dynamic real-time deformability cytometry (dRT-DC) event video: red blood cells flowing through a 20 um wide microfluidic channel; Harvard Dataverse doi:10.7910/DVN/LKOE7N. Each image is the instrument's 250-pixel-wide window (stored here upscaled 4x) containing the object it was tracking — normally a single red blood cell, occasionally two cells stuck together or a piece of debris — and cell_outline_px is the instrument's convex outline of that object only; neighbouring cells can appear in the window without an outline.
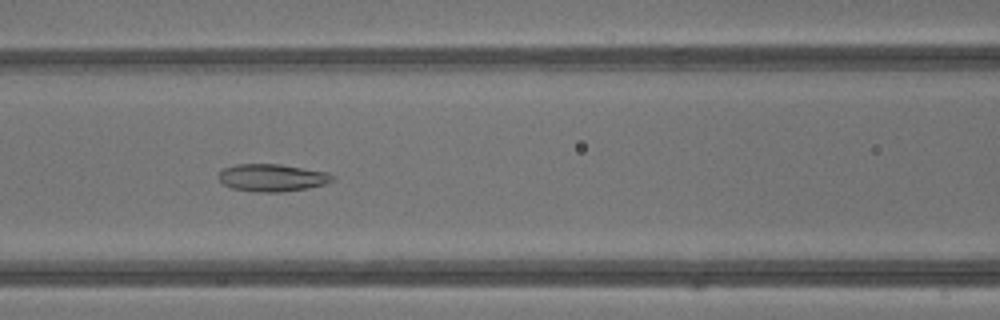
{"species": "common noctule bat (a hibernating species)", "species_latin": "Nyctalus noctula", "temperature_condition": "warm", "stored_images_in_passage": 42, "camera_frame_rate_fps": 3000, "um_per_image_px": 0.085, "animal": {"sex": "male", "body_mass_g": 13.3}, "frame": {"image": 1, "passage_image": 19, "time_ms": 6.0, "image_size_px": [1000, 320], "cell_outline_px": [[336, 176], [332, 180], [324, 184], [308, 188], [280, 192], [256, 192], [232, 188], [224, 184], [216, 176], [224, 168], [236, 164], [280, 164], [328, 172]], "centroid_in_image_um": [23.13, 15.1], "position_along_channel_um": 143.5, "area_um2": 18.21}}
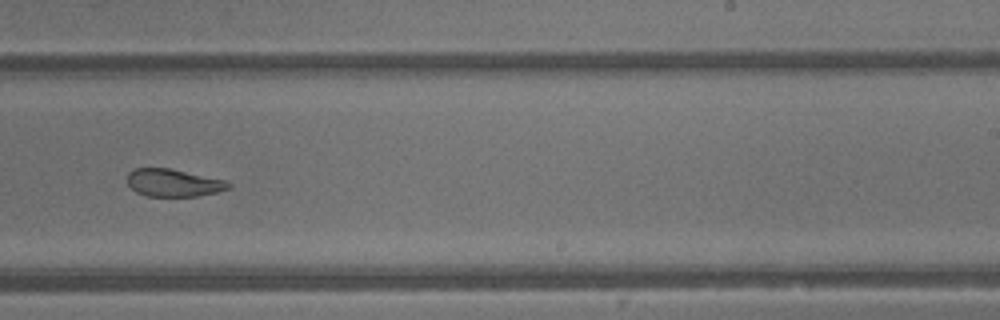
{"frame": {"image": 2, "passage_image": 27, "time_ms": 8.667, "image_size_px": [1000, 320], "cell_outline_px": [[232, 184], [228, 188], [216, 192], [196, 196], [148, 196], [136, 192], [128, 184], [128, 172], [136, 168], [168, 168], [224, 180]], "centroid_in_image_um": [14.71, 15.54], "position_along_channel_um": 274.3, "area_um2": 15.95}}
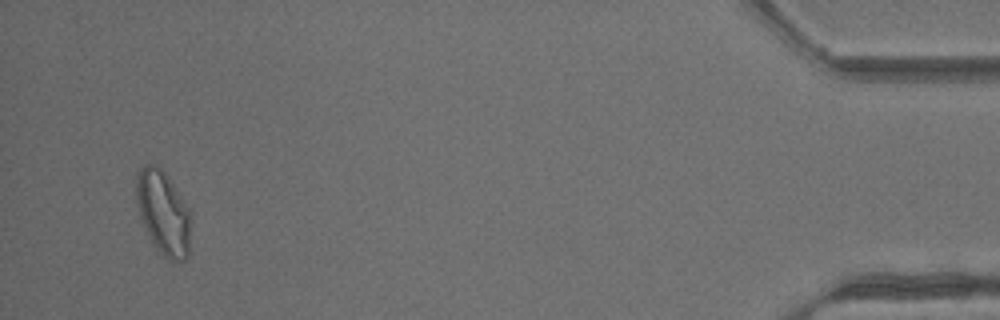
{"frame": {"image": 3, "passage_image": 41, "time_ms": 13.333, "image_size_px": [1000, 320], "cell_outline_px": [[192, 212], [188, 256], [184, 260], [168, 260], [152, 244], [144, 228], [140, 216], [136, 200], [136, 172], [144, 164], [156, 164], [168, 176]], "centroid_in_image_um": [13.88, 18.07], "position_along_channel_um": 421.3, "area_um2": 27.17}, "authors_computed_cell_mechanics": {"area_um2": 22.1374, "velocity_mm_per_s": 4.9302, "shape_relaxation_time_tau1_ms": null, "shape_relaxation_time_tau2_ms": 2.0142, "deformation_change_tau1": null, "deformation_change_tau2": 0.0962}}